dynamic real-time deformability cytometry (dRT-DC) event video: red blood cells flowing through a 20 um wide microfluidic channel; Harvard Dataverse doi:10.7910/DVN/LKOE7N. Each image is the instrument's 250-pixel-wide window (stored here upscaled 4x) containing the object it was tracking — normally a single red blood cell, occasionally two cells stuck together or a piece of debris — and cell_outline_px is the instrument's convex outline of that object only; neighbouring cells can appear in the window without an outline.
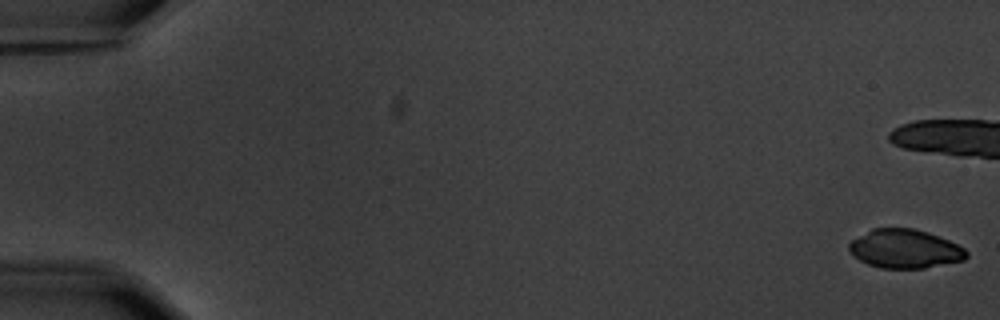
{"species": "common noctule bat (a hibernating species)", "species_latin": "Nyctalus noctula", "temperature_condition": "warm", "stored_images_in_passage": 13, "camera_frame_rate_fps": 3000, "um_per_image_px": 0.085, "animal": {"sex": "male", "body_mass_g": 20.1, "forearm_length_mm": 53.5}, "frame": {"image": 1, "passage_image": 1, "time_ms": 0.0, "image_size_px": [1000, 320], "cell_outline_px": [[968, 256], [964, 260], [924, 268], [880, 268], [868, 264], [852, 256], [848, 252], [848, 244], [852, 240], [872, 228], [912, 228], [928, 232], [948, 240], [964, 248], [968, 252]], "centroid_in_image_um": [76.89, 21.15], "position_along_channel_um": 8.1, "area_um2": 26.59}}
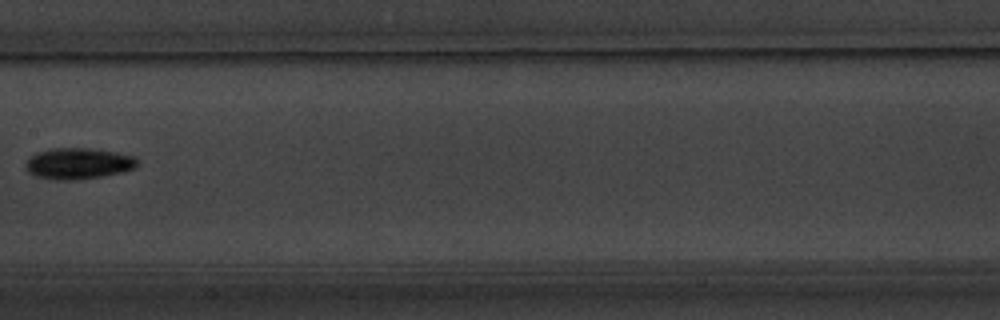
{"frame": {"image": 2, "passage_image": 10, "time_ms": 11.667, "image_size_px": [1000, 320], "cell_outline_px": [[136, 168], [124, 172], [104, 176], [68, 180], [52, 180], [36, 176], [28, 172], [24, 168], [24, 164], [36, 152], [48, 148], [88, 148], [116, 152], [132, 156], [136, 160]], "centroid_in_image_um": [6.61, 13.9], "position_along_channel_um": 200.8, "area_um2": 20.35}}
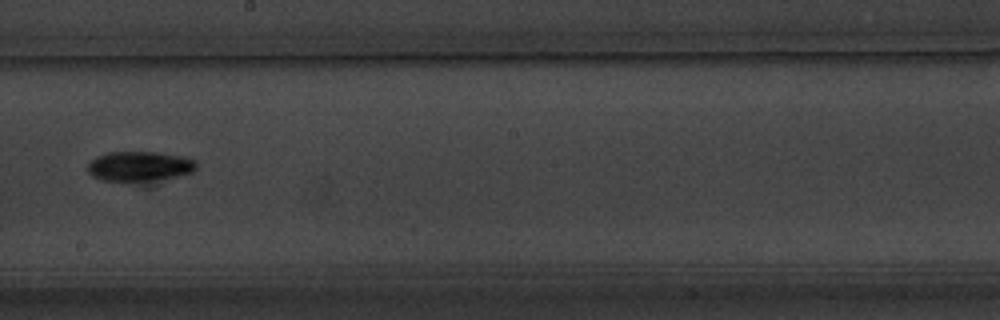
{"frame": {"image": 3, "passage_image": 11, "time_ms": 12.667, "image_size_px": [1000, 320], "cell_outline_px": [[196, 168], [192, 172], [180, 176], [128, 184], [100, 180], [92, 176], [88, 172], [88, 164], [96, 156], [108, 152], [160, 152], [188, 156], [196, 160]], "centroid_in_image_um": [11.86, 14.16], "position_along_channel_um": 236.3, "area_um2": 19.77}}